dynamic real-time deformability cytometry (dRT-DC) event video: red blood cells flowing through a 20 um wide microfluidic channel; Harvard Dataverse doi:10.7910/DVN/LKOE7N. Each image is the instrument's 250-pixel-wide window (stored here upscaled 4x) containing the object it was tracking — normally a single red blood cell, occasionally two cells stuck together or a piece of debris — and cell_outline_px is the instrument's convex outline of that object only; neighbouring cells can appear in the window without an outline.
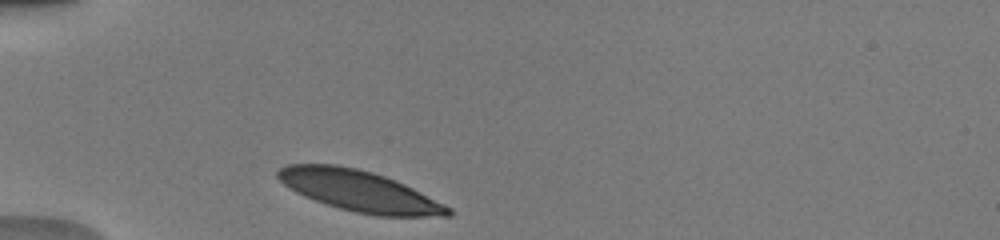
{"species": "human", "species_latin": "Homo sapiens", "temperature_condition": "warm", "stored_images_in_passage": 30, "camera_frame_rate_fps": 3000, "um_per_image_px": 0.085, "donor": {"sex": "male"}, "frame": {"image": 1, "passage_image": 1, "time_ms": 0.0, "image_size_px": [1000, 240], "cell_outline_px": [[452, 216], [376, 216], [356, 212], [340, 208], [304, 196], [296, 192], [284, 184], [276, 176], [276, 172], [280, 168], [288, 164], [336, 164], [356, 168], [372, 172], [384, 176], [404, 184], [452, 208]], "centroid_in_image_um": [30.54, 16.23], "position_along_channel_um": 54.5, "area_um2": 40.17}}
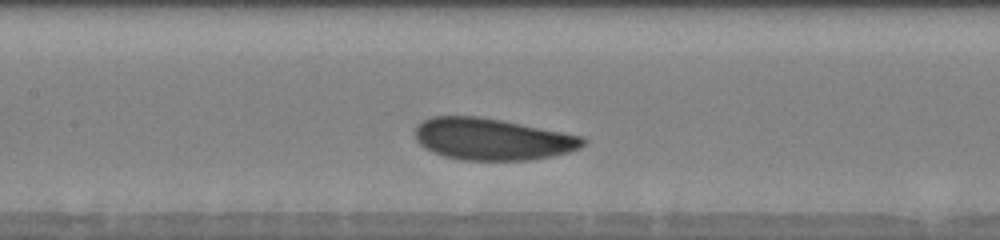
{"frame": {"image": 2, "passage_image": 11, "time_ms": 3.333, "image_size_px": [1000, 240], "cell_outline_px": [[588, 140], [580, 148], [568, 152], [552, 156], [532, 160], [464, 160], [444, 156], [432, 152], [424, 148], [416, 140], [416, 124], [432, 116], [480, 116], [584, 136]], "centroid_in_image_um": [41.85, 11.83], "position_along_channel_um": 165.6, "area_um2": 40.98}}
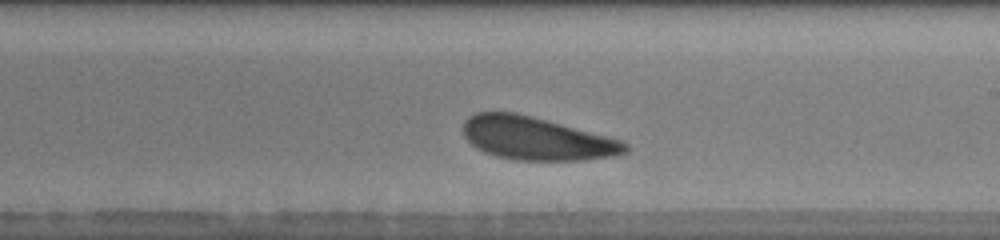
{"frame": {"image": 3, "passage_image": 17, "time_ms": 5.333, "image_size_px": [1000, 240], "cell_outline_px": [[628, 152], [616, 156], [584, 160], [516, 160], [496, 156], [484, 152], [476, 148], [464, 136], [464, 120], [468, 116], [476, 112], [516, 112], [620, 140], [628, 144]], "centroid_in_image_um": [45.58, 11.78], "position_along_channel_um": 243.4, "area_um2": 40.4}, "authors_computed_cell_mechanics": {"area_um2": 41.2981, "velocity_mm_per_s": 3.9073, "shape_relaxation_time_tau1_ms": 1.5377, "shape_relaxation_time_tau2_ms": null, "deformation_change_tau1": 0.0733, "deformation_change_tau2": null}}